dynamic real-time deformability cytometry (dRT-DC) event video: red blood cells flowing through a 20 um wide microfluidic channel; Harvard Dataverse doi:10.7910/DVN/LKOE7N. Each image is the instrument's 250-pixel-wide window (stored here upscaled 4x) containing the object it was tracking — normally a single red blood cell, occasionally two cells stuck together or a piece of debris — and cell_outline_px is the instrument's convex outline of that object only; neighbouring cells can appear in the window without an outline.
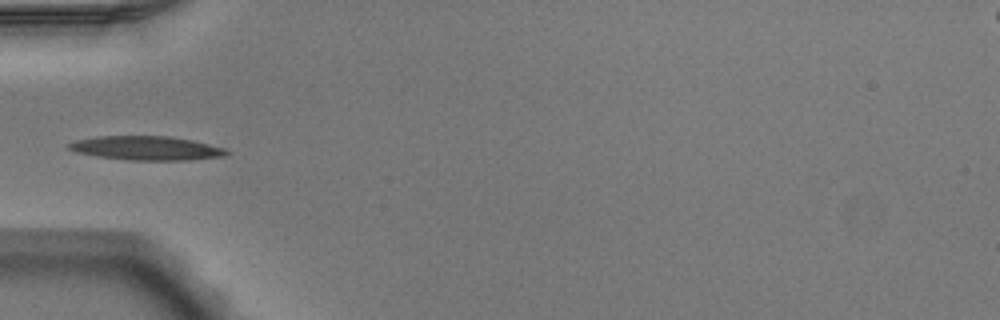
{"species": "Egyptian fruit bat (a non-hibernating species)", "species_latin": "Rousettus aegyptiacus", "temperature_condition": "warm", "stored_images_in_passage": 3, "camera_frame_rate_fps": 3000, "um_per_image_px": 0.085, "animal": {"sex": "male"}, "frame": {"image": 1, "passage_image": 1, "time_ms": 0.0, "image_size_px": [1000, 320], "cell_outline_px": [[232, 152], [224, 156], [188, 160], [132, 160], [96, 156], [76, 152], [68, 148], [68, 144], [72, 140], [96, 136], [168, 136], [192, 140], [224, 148]], "centroid_in_image_um": [12.42, 12.58], "position_along_channel_um": 72.6, "area_um2": 22.08}}